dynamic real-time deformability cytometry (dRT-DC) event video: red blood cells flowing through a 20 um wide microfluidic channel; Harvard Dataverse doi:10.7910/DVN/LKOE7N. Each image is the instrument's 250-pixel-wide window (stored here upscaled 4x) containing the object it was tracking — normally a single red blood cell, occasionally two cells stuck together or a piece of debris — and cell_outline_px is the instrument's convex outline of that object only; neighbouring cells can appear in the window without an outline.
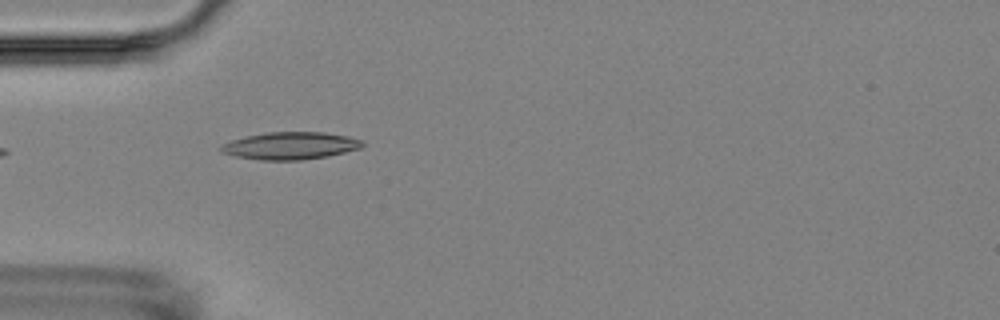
{"species": "Egyptian fruit bat (a non-hibernating species)", "species_latin": "Rousettus aegyptiacus", "temperature_condition": "room temperature", "stored_images_in_passage": 7, "camera_frame_rate_fps": 3000, "um_per_image_px": 0.085, "animal": {"sex": "female"}, "frame": {"image": 1, "passage_image": 4, "time_ms": 4.333, "image_size_px": [1000, 320], "cell_outline_px": [[364, 144], [360, 148], [328, 156], [300, 160], [260, 160], [236, 156], [220, 152], [220, 144], [232, 140], [264, 132], [324, 132], [348, 136], [364, 140]], "centroid_in_image_um": [24.68, 12.38], "position_along_channel_um": 60.3, "area_um2": 22.6}}
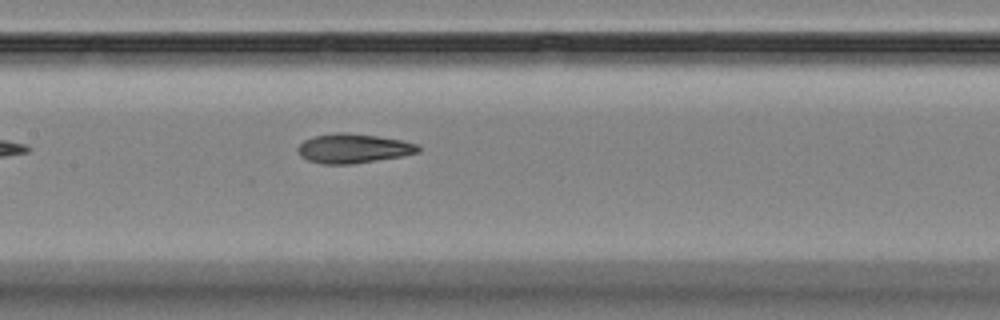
{"frame": {"image": 2, "passage_image": 7, "time_ms": 7.667, "image_size_px": [1000, 320], "cell_outline_px": [[420, 152], [400, 156], [352, 164], [324, 164], [308, 160], [300, 156], [296, 152], [296, 148], [304, 140], [312, 136], [336, 132], [348, 132], [380, 136], [400, 140], [416, 144], [420, 148]], "centroid_in_image_um": [29.97, 12.6], "position_along_channel_um": 177.4, "area_um2": 20.69}}